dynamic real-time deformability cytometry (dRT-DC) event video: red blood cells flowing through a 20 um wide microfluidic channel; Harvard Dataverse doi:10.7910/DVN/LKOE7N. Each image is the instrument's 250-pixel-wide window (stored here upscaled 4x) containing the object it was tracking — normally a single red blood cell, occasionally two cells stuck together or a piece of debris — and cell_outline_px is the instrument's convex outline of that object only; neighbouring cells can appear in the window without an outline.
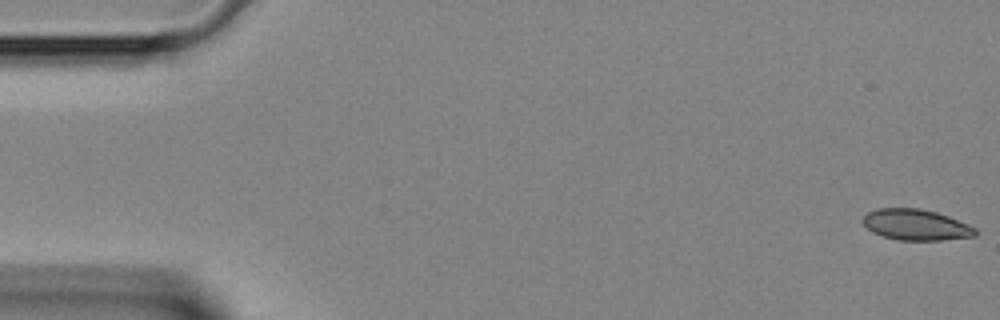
{"species": "Egyptian fruit bat (a non-hibernating species)", "species_latin": "Rousettus aegyptiacus", "temperature_condition": "room temperature", "stored_images_in_passage": 11, "camera_frame_rate_fps": 3000, "um_per_image_px": 0.085, "animal": {"sex": "female"}, "frame": {"image": 1, "passage_image": 1, "time_ms": 0.0, "image_size_px": [1000, 320], "cell_outline_px": [[976, 236], [940, 240], [896, 240], [872, 232], [860, 220], [868, 212], [880, 208], [920, 208], [936, 212], [948, 216], [968, 224], [976, 228]], "centroid_in_image_um": [77.85, 19.1], "position_along_channel_um": 7.2, "area_um2": 20.23}}
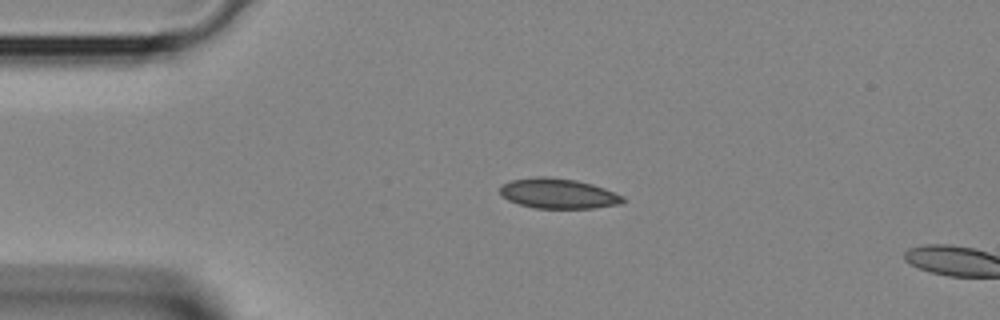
{"frame": {"image": 2, "passage_image": 9, "time_ms": 2.667, "image_size_px": [1000, 320], "cell_outline_px": [[624, 204], [592, 208], [536, 208], [520, 204], [508, 200], [500, 192], [500, 184], [512, 180], [536, 176], [548, 176], [576, 180], [592, 184], [604, 188], [624, 196]], "centroid_in_image_um": [47.47, 16.44], "position_along_channel_um": 37.5, "area_um2": 21.62}}